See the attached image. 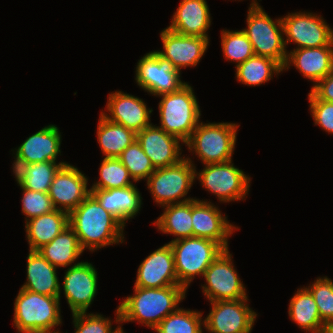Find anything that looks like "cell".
I'll return each instance as SVG.
<instances>
[{"label":"cell","instance_id":"obj_1","mask_svg":"<svg viewBox=\"0 0 333 333\" xmlns=\"http://www.w3.org/2000/svg\"><path fill=\"white\" fill-rule=\"evenodd\" d=\"M69 226L76 233L81 248L90 252L125 242L124 226L90 193L69 214Z\"/></svg>","mask_w":333,"mask_h":333},{"label":"cell","instance_id":"obj_2","mask_svg":"<svg viewBox=\"0 0 333 333\" xmlns=\"http://www.w3.org/2000/svg\"><path fill=\"white\" fill-rule=\"evenodd\" d=\"M134 294L121 300L118 305L121 325L136 322L154 330L169 314L179 308L187 290L181 286L143 288L134 286Z\"/></svg>","mask_w":333,"mask_h":333},{"label":"cell","instance_id":"obj_3","mask_svg":"<svg viewBox=\"0 0 333 333\" xmlns=\"http://www.w3.org/2000/svg\"><path fill=\"white\" fill-rule=\"evenodd\" d=\"M60 298L20 288L14 302L13 326L22 332H60ZM55 329V330H54Z\"/></svg>","mask_w":333,"mask_h":333},{"label":"cell","instance_id":"obj_4","mask_svg":"<svg viewBox=\"0 0 333 333\" xmlns=\"http://www.w3.org/2000/svg\"><path fill=\"white\" fill-rule=\"evenodd\" d=\"M157 97L161 98L158 104V127L185 144L201 118L200 106L192 86L186 83L175 92Z\"/></svg>","mask_w":333,"mask_h":333},{"label":"cell","instance_id":"obj_5","mask_svg":"<svg viewBox=\"0 0 333 333\" xmlns=\"http://www.w3.org/2000/svg\"><path fill=\"white\" fill-rule=\"evenodd\" d=\"M238 127L233 122L200 121L184 145L203 165L225 163L232 160Z\"/></svg>","mask_w":333,"mask_h":333},{"label":"cell","instance_id":"obj_6","mask_svg":"<svg viewBox=\"0 0 333 333\" xmlns=\"http://www.w3.org/2000/svg\"><path fill=\"white\" fill-rule=\"evenodd\" d=\"M242 31L252 44L255 55L276 60L282 67L287 59L282 18L272 19L257 0H251Z\"/></svg>","mask_w":333,"mask_h":333},{"label":"cell","instance_id":"obj_7","mask_svg":"<svg viewBox=\"0 0 333 333\" xmlns=\"http://www.w3.org/2000/svg\"><path fill=\"white\" fill-rule=\"evenodd\" d=\"M173 251L178 283L186 290L194 278L203 275L224 248L217 242L199 237H188L168 242Z\"/></svg>","mask_w":333,"mask_h":333},{"label":"cell","instance_id":"obj_8","mask_svg":"<svg viewBox=\"0 0 333 333\" xmlns=\"http://www.w3.org/2000/svg\"><path fill=\"white\" fill-rule=\"evenodd\" d=\"M195 170L196 166L188 156L175 165L155 169L146 181L154 202L162 207L196 199L187 197L196 179Z\"/></svg>","mask_w":333,"mask_h":333},{"label":"cell","instance_id":"obj_9","mask_svg":"<svg viewBox=\"0 0 333 333\" xmlns=\"http://www.w3.org/2000/svg\"><path fill=\"white\" fill-rule=\"evenodd\" d=\"M204 166L199 172L195 170V178L199 180L203 189L215 195L220 203L246 200L251 177L237 168L233 160Z\"/></svg>","mask_w":333,"mask_h":333},{"label":"cell","instance_id":"obj_10","mask_svg":"<svg viewBox=\"0 0 333 333\" xmlns=\"http://www.w3.org/2000/svg\"><path fill=\"white\" fill-rule=\"evenodd\" d=\"M203 278L206 283L201 284V289L209 302L248 298L247 289L235 269L229 249H224L210 264Z\"/></svg>","mask_w":333,"mask_h":333},{"label":"cell","instance_id":"obj_11","mask_svg":"<svg viewBox=\"0 0 333 333\" xmlns=\"http://www.w3.org/2000/svg\"><path fill=\"white\" fill-rule=\"evenodd\" d=\"M284 44L295 43L296 48L328 46L333 41V28L323 16L306 11L292 12L282 16Z\"/></svg>","mask_w":333,"mask_h":333},{"label":"cell","instance_id":"obj_12","mask_svg":"<svg viewBox=\"0 0 333 333\" xmlns=\"http://www.w3.org/2000/svg\"><path fill=\"white\" fill-rule=\"evenodd\" d=\"M135 69L137 85L148 94L156 97L175 92L187 83L181 80V72L155 50L141 57Z\"/></svg>","mask_w":333,"mask_h":333},{"label":"cell","instance_id":"obj_13","mask_svg":"<svg viewBox=\"0 0 333 333\" xmlns=\"http://www.w3.org/2000/svg\"><path fill=\"white\" fill-rule=\"evenodd\" d=\"M249 299L210 302L204 318L209 333H251L258 314L249 307Z\"/></svg>","mask_w":333,"mask_h":333},{"label":"cell","instance_id":"obj_14","mask_svg":"<svg viewBox=\"0 0 333 333\" xmlns=\"http://www.w3.org/2000/svg\"><path fill=\"white\" fill-rule=\"evenodd\" d=\"M65 271L59 298L63 289L72 314L87 313L97 295L98 271L92 263L87 261H81Z\"/></svg>","mask_w":333,"mask_h":333},{"label":"cell","instance_id":"obj_15","mask_svg":"<svg viewBox=\"0 0 333 333\" xmlns=\"http://www.w3.org/2000/svg\"><path fill=\"white\" fill-rule=\"evenodd\" d=\"M193 237L206 238L229 249L228 239L240 228L228 221L219 206L208 200L192 199Z\"/></svg>","mask_w":333,"mask_h":333},{"label":"cell","instance_id":"obj_16","mask_svg":"<svg viewBox=\"0 0 333 333\" xmlns=\"http://www.w3.org/2000/svg\"><path fill=\"white\" fill-rule=\"evenodd\" d=\"M162 50H155L161 57L169 60L180 71L196 67L208 49V38L182 35L168 28L160 32Z\"/></svg>","mask_w":333,"mask_h":333},{"label":"cell","instance_id":"obj_17","mask_svg":"<svg viewBox=\"0 0 333 333\" xmlns=\"http://www.w3.org/2000/svg\"><path fill=\"white\" fill-rule=\"evenodd\" d=\"M88 177L70 163L63 165L49 187L48 195L57 210L68 214L90 194Z\"/></svg>","mask_w":333,"mask_h":333},{"label":"cell","instance_id":"obj_18","mask_svg":"<svg viewBox=\"0 0 333 333\" xmlns=\"http://www.w3.org/2000/svg\"><path fill=\"white\" fill-rule=\"evenodd\" d=\"M107 99L106 110H102L101 114L109 121L135 133L152 124L150 117L153 109L148 108L143 99L120 90L109 93Z\"/></svg>","mask_w":333,"mask_h":333},{"label":"cell","instance_id":"obj_19","mask_svg":"<svg viewBox=\"0 0 333 333\" xmlns=\"http://www.w3.org/2000/svg\"><path fill=\"white\" fill-rule=\"evenodd\" d=\"M156 125L152 123L142 131L137 132V142L155 169L177 164L186 157L184 154L181 155L183 150L180 144L184 143Z\"/></svg>","mask_w":333,"mask_h":333},{"label":"cell","instance_id":"obj_20","mask_svg":"<svg viewBox=\"0 0 333 333\" xmlns=\"http://www.w3.org/2000/svg\"><path fill=\"white\" fill-rule=\"evenodd\" d=\"M180 285L176 276L173 251L164 244L148 255L138 266L134 286L161 288Z\"/></svg>","mask_w":333,"mask_h":333},{"label":"cell","instance_id":"obj_21","mask_svg":"<svg viewBox=\"0 0 333 333\" xmlns=\"http://www.w3.org/2000/svg\"><path fill=\"white\" fill-rule=\"evenodd\" d=\"M292 66L315 85L333 70V41L328 46L287 51L283 71L289 70Z\"/></svg>","mask_w":333,"mask_h":333},{"label":"cell","instance_id":"obj_22","mask_svg":"<svg viewBox=\"0 0 333 333\" xmlns=\"http://www.w3.org/2000/svg\"><path fill=\"white\" fill-rule=\"evenodd\" d=\"M211 20L206 0H181L167 28L182 35L209 39Z\"/></svg>","mask_w":333,"mask_h":333},{"label":"cell","instance_id":"obj_23","mask_svg":"<svg viewBox=\"0 0 333 333\" xmlns=\"http://www.w3.org/2000/svg\"><path fill=\"white\" fill-rule=\"evenodd\" d=\"M90 193L124 227L128 220L139 213L143 204V198L135 184L124 188L90 189Z\"/></svg>","mask_w":333,"mask_h":333},{"label":"cell","instance_id":"obj_24","mask_svg":"<svg viewBox=\"0 0 333 333\" xmlns=\"http://www.w3.org/2000/svg\"><path fill=\"white\" fill-rule=\"evenodd\" d=\"M62 135L59 128L50 124L35 132L14 149L29 164L39 162H58L61 155Z\"/></svg>","mask_w":333,"mask_h":333},{"label":"cell","instance_id":"obj_25","mask_svg":"<svg viewBox=\"0 0 333 333\" xmlns=\"http://www.w3.org/2000/svg\"><path fill=\"white\" fill-rule=\"evenodd\" d=\"M26 281L22 289L46 296H60L57 267L50 264L38 251H30L26 261Z\"/></svg>","mask_w":333,"mask_h":333},{"label":"cell","instance_id":"obj_26","mask_svg":"<svg viewBox=\"0 0 333 333\" xmlns=\"http://www.w3.org/2000/svg\"><path fill=\"white\" fill-rule=\"evenodd\" d=\"M68 226V213L57 209L26 221L25 232L29 250L37 251L43 245L50 243Z\"/></svg>","mask_w":333,"mask_h":333},{"label":"cell","instance_id":"obj_27","mask_svg":"<svg viewBox=\"0 0 333 333\" xmlns=\"http://www.w3.org/2000/svg\"><path fill=\"white\" fill-rule=\"evenodd\" d=\"M37 251L57 268H67L79 264L80 262H75L84 252L76 233L70 226Z\"/></svg>","mask_w":333,"mask_h":333},{"label":"cell","instance_id":"obj_28","mask_svg":"<svg viewBox=\"0 0 333 333\" xmlns=\"http://www.w3.org/2000/svg\"><path fill=\"white\" fill-rule=\"evenodd\" d=\"M163 213L153 224L158 231L173 235L171 241L193 237L192 200L162 206Z\"/></svg>","mask_w":333,"mask_h":333},{"label":"cell","instance_id":"obj_29","mask_svg":"<svg viewBox=\"0 0 333 333\" xmlns=\"http://www.w3.org/2000/svg\"><path fill=\"white\" fill-rule=\"evenodd\" d=\"M289 319L307 333H320L325 325L318 312V306L311 293L300 287L290 299L288 305Z\"/></svg>","mask_w":333,"mask_h":333},{"label":"cell","instance_id":"obj_30","mask_svg":"<svg viewBox=\"0 0 333 333\" xmlns=\"http://www.w3.org/2000/svg\"><path fill=\"white\" fill-rule=\"evenodd\" d=\"M97 142L104 158L118 157L136 140V133L125 126L113 123L99 115Z\"/></svg>","mask_w":333,"mask_h":333},{"label":"cell","instance_id":"obj_31","mask_svg":"<svg viewBox=\"0 0 333 333\" xmlns=\"http://www.w3.org/2000/svg\"><path fill=\"white\" fill-rule=\"evenodd\" d=\"M235 68L236 80L250 87L265 84L274 75L283 72V67L276 60L255 54Z\"/></svg>","mask_w":333,"mask_h":333},{"label":"cell","instance_id":"obj_32","mask_svg":"<svg viewBox=\"0 0 333 333\" xmlns=\"http://www.w3.org/2000/svg\"><path fill=\"white\" fill-rule=\"evenodd\" d=\"M201 311L178 308L167 315L154 329L156 333H204Z\"/></svg>","mask_w":333,"mask_h":333},{"label":"cell","instance_id":"obj_33","mask_svg":"<svg viewBox=\"0 0 333 333\" xmlns=\"http://www.w3.org/2000/svg\"><path fill=\"white\" fill-rule=\"evenodd\" d=\"M99 176L89 189H115L134 184L127 168L116 157L102 159Z\"/></svg>","mask_w":333,"mask_h":333},{"label":"cell","instance_id":"obj_34","mask_svg":"<svg viewBox=\"0 0 333 333\" xmlns=\"http://www.w3.org/2000/svg\"><path fill=\"white\" fill-rule=\"evenodd\" d=\"M221 46L225 60L235 66L254 55L252 44L242 30H221Z\"/></svg>","mask_w":333,"mask_h":333},{"label":"cell","instance_id":"obj_35","mask_svg":"<svg viewBox=\"0 0 333 333\" xmlns=\"http://www.w3.org/2000/svg\"><path fill=\"white\" fill-rule=\"evenodd\" d=\"M122 164L127 168L131 178L135 183L149 178L155 168L144 153L141 145L135 140L118 157Z\"/></svg>","mask_w":333,"mask_h":333},{"label":"cell","instance_id":"obj_36","mask_svg":"<svg viewBox=\"0 0 333 333\" xmlns=\"http://www.w3.org/2000/svg\"><path fill=\"white\" fill-rule=\"evenodd\" d=\"M66 164L67 162L64 161L58 163L52 161L31 163L28 174L18 186L33 191L48 193L54 176L58 170Z\"/></svg>","mask_w":333,"mask_h":333},{"label":"cell","instance_id":"obj_37","mask_svg":"<svg viewBox=\"0 0 333 333\" xmlns=\"http://www.w3.org/2000/svg\"><path fill=\"white\" fill-rule=\"evenodd\" d=\"M115 321L104 317L100 313H76L72 314L74 333H114L121 325V314L119 307L115 310ZM112 322L118 324L115 328L112 327Z\"/></svg>","mask_w":333,"mask_h":333},{"label":"cell","instance_id":"obj_38","mask_svg":"<svg viewBox=\"0 0 333 333\" xmlns=\"http://www.w3.org/2000/svg\"><path fill=\"white\" fill-rule=\"evenodd\" d=\"M315 299L320 318L324 324L333 321V281L324 276L318 277L308 286H304Z\"/></svg>","mask_w":333,"mask_h":333},{"label":"cell","instance_id":"obj_39","mask_svg":"<svg viewBox=\"0 0 333 333\" xmlns=\"http://www.w3.org/2000/svg\"><path fill=\"white\" fill-rule=\"evenodd\" d=\"M22 213L25 215V222L55 210L48 193L33 191L22 188Z\"/></svg>","mask_w":333,"mask_h":333},{"label":"cell","instance_id":"obj_40","mask_svg":"<svg viewBox=\"0 0 333 333\" xmlns=\"http://www.w3.org/2000/svg\"><path fill=\"white\" fill-rule=\"evenodd\" d=\"M308 100L314 125H319L328 134H333V102L316 99L310 92Z\"/></svg>","mask_w":333,"mask_h":333},{"label":"cell","instance_id":"obj_41","mask_svg":"<svg viewBox=\"0 0 333 333\" xmlns=\"http://www.w3.org/2000/svg\"><path fill=\"white\" fill-rule=\"evenodd\" d=\"M310 93L319 100L333 102V70L312 86Z\"/></svg>","mask_w":333,"mask_h":333},{"label":"cell","instance_id":"obj_42","mask_svg":"<svg viewBox=\"0 0 333 333\" xmlns=\"http://www.w3.org/2000/svg\"><path fill=\"white\" fill-rule=\"evenodd\" d=\"M14 161L12 163L13 174L18 185L25 179L29 171L30 164L22 158L16 151L13 149Z\"/></svg>","mask_w":333,"mask_h":333},{"label":"cell","instance_id":"obj_43","mask_svg":"<svg viewBox=\"0 0 333 333\" xmlns=\"http://www.w3.org/2000/svg\"><path fill=\"white\" fill-rule=\"evenodd\" d=\"M320 333H333V321L326 323Z\"/></svg>","mask_w":333,"mask_h":333},{"label":"cell","instance_id":"obj_44","mask_svg":"<svg viewBox=\"0 0 333 333\" xmlns=\"http://www.w3.org/2000/svg\"><path fill=\"white\" fill-rule=\"evenodd\" d=\"M114 333H126V332L123 331L122 325H120V326L115 330Z\"/></svg>","mask_w":333,"mask_h":333}]
</instances>
